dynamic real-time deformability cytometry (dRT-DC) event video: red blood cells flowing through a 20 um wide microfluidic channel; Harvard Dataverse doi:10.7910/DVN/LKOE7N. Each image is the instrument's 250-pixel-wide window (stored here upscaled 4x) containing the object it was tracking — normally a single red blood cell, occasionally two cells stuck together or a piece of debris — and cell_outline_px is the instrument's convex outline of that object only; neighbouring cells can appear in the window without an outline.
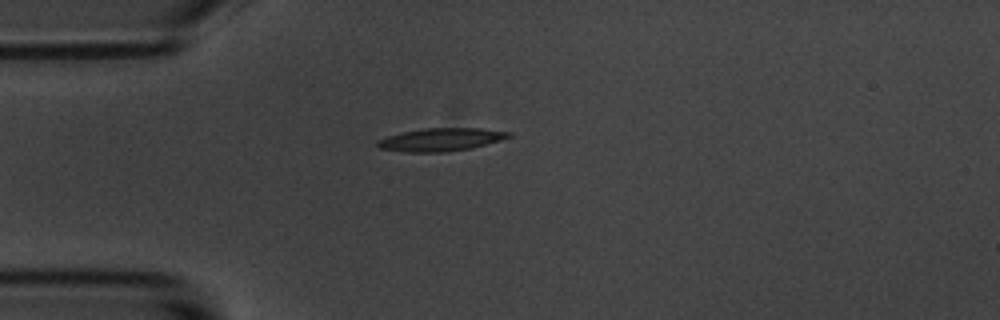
{"species": "common noctule bat (a hibernating species)", "species_latin": "Nyctalus noctula", "temperature_condition": "room temperature", "stored_images_in_passage": 1, "camera_frame_rate_fps": 3000, "um_per_image_px": 0.085, "animal": {"sex": "male", "body_mass_g": 20.1, "forearm_length_mm": 53.5}, "frame": {"image": 1, "passage_image": 1, "time_ms": 0.0, "image_size_px": [1000, 320], "cell_outline_px": [[512, 136], [500, 140], [472, 148], [448, 152], [408, 152], [380, 148], [376, 144], [376, 140], [400, 132], [424, 128], [480, 128], [512, 132]], "centroid_in_image_um": [37.48, 11.86], "position_along_channel_um": 47.5, "area_um2": 17.63}}